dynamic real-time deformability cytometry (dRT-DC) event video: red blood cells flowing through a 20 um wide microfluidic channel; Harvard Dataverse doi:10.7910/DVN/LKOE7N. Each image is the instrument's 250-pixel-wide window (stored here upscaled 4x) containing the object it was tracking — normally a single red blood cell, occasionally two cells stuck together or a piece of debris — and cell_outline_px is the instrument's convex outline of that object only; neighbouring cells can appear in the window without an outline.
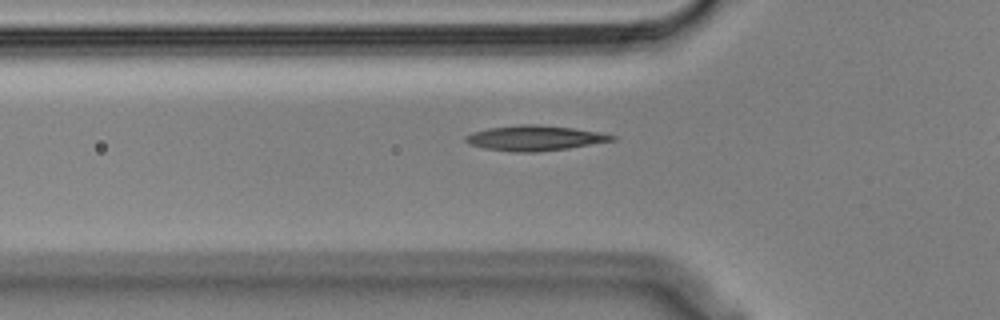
{"species": "Egyptian fruit bat (a non-hibernating species)", "species_latin": "Rousettus aegyptiacus", "temperature_condition": "cold", "stored_images_in_passage": 37, "camera_frame_rate_fps": 3000, "um_per_image_px": 0.085, "animal": {"sex": "male"}, "frame": {"image": 1, "passage_image": 7, "time_ms": 2.0, "image_size_px": [1000, 320], "cell_outline_px": [[616, 140], [568, 148], [536, 152], [512, 152], [484, 148], [468, 144], [464, 140], [464, 136], [472, 132], [488, 128], [520, 124], [536, 124], [572, 128], [600, 132], [616, 136]], "centroid_in_image_um": [45.42, 11.73], "position_along_channel_um": 80.4, "area_um2": 21.5}}
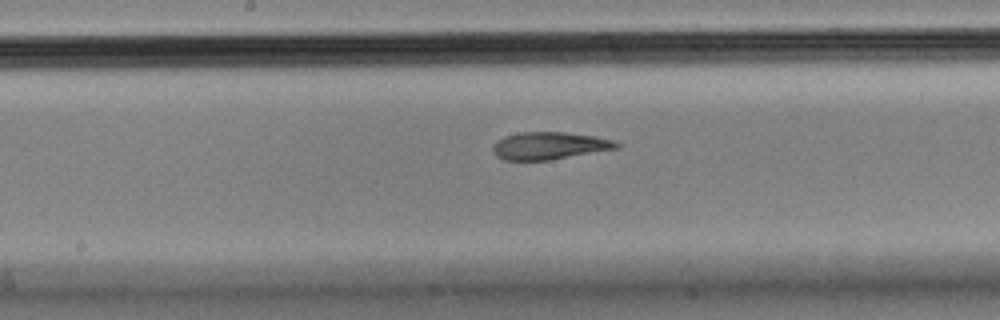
{"frame": {"image": 2, "passage_image": 17, "time_ms": 5.333, "image_size_px": [1000, 320], "cell_outline_px": [[620, 148], [548, 160], [504, 160], [496, 156], [492, 152], [492, 144], [496, 140], [504, 136], [520, 132], [564, 132], [596, 136], [612, 140], [620, 144]], "centroid_in_image_um": [46.66, 12.38], "position_along_channel_um": 201.5, "area_um2": 19.88}}
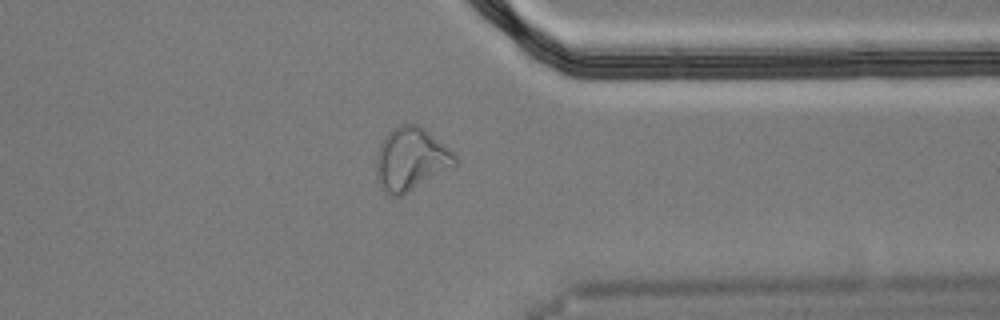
{"frame": {"image": 3, "passage_image": 32, "time_ms": 10.333, "image_size_px": [1000, 320], "cell_outline_px": [[456, 164], [400, 196], [388, 196], [376, 176], [376, 152], [384, 136], [392, 128], [400, 124], [420, 124], [448, 148], [456, 156]], "centroid_in_image_um": [34.88, 13.49], "position_along_channel_um": 376.5, "area_um2": 28.5}, "authors_computed_cell_mechanics": {"area_um2": 20.4034, "velocity_mm_per_s": 3.6077, "shape_relaxation_time_tau1_ms": null, "shape_relaxation_time_tau2_ms": 3.0362, "deformation_change_tau1": null, "deformation_change_tau2": 0.1036}}